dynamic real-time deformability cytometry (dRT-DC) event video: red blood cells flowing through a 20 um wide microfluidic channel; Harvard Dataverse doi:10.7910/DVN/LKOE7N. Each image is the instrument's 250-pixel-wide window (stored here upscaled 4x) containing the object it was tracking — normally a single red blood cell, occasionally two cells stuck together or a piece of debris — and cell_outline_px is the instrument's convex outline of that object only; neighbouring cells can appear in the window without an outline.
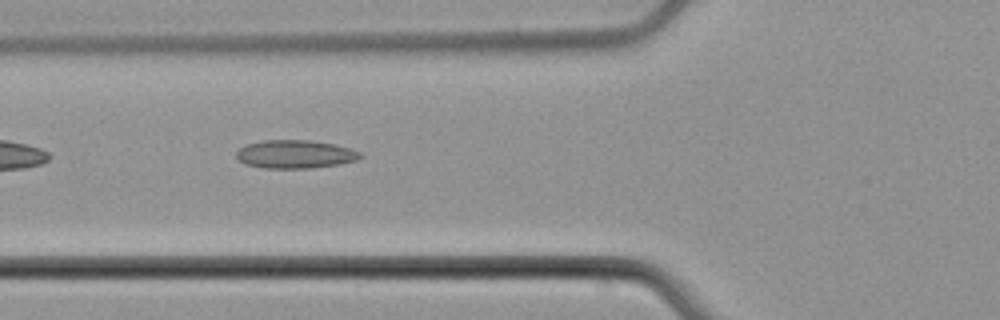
{"species": "common noctule bat (a hibernating species)", "species_latin": "Nyctalus noctula", "temperature_condition": "cold", "stored_images_in_passage": 6, "camera_frame_rate_fps": 3000, "um_per_image_px": 0.085, "animal": {"sex": "male", "body_mass_g": 21.5, "forearm_length_mm": 52.0}, "frame": {"image": 1, "passage_image": 6, "time_ms": 6.333, "image_size_px": [1000, 320], "cell_outline_px": [[364, 156], [356, 160], [340, 164], [308, 168], [264, 168], [244, 164], [236, 156], [236, 152], [244, 144], [264, 140], [312, 140], [336, 144], [352, 148], [360, 152]], "centroid_in_image_um": [25.1, 13.1], "position_along_channel_um": 100.7, "area_um2": 20.63}}